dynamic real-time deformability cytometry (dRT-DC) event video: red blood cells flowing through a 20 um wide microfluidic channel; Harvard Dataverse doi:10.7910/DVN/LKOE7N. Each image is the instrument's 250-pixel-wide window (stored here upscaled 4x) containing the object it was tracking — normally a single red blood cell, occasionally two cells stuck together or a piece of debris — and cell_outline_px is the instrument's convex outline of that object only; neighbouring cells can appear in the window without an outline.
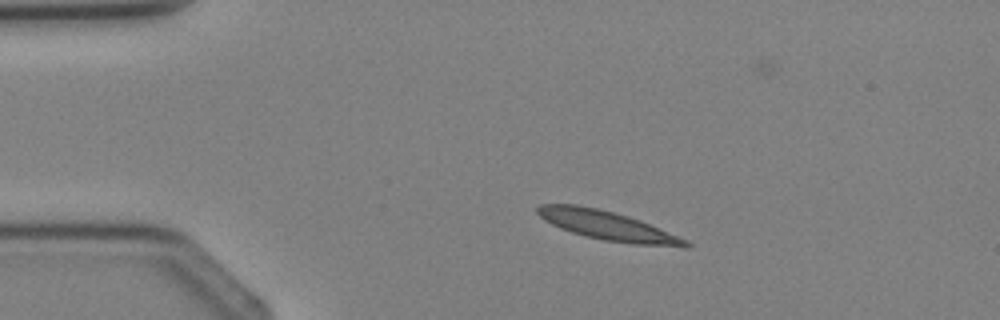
{"species": "Egyptian fruit bat (a non-hibernating species)", "species_latin": "Rousettus aegyptiacus", "temperature_condition": "cold", "stored_images_in_passage": 3, "camera_frame_rate_fps": 3000, "um_per_image_px": 0.085, "animal": {"sex": "female"}, "frame": {"image": 1, "passage_image": 1, "time_ms": 0.0, "image_size_px": [1000, 320], "cell_outline_px": [[692, 244], [688, 248], [684, 248], [636, 244], [604, 240], [584, 236], [560, 228], [544, 220], [536, 212], [536, 208], [540, 204], [576, 204], [596, 208], [628, 216], [640, 220], [688, 240]], "centroid_in_image_um": [51.67, 19.19], "position_along_channel_um": 33.3, "area_um2": 25.09}}
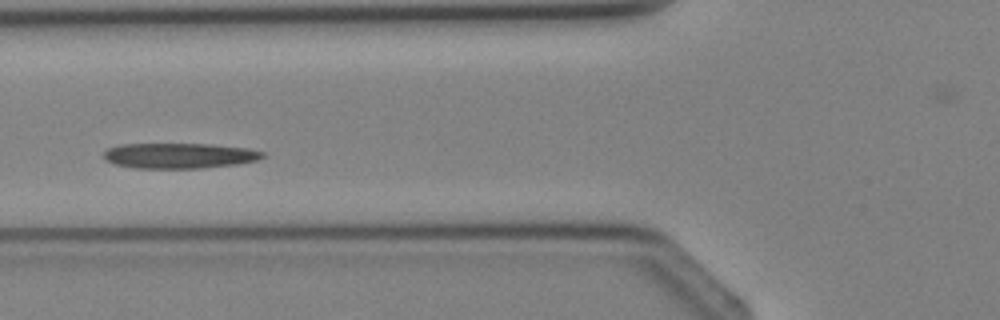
{"frame": {"image": 2, "passage_image": 3, "time_ms": 2.333, "image_size_px": [1000, 320], "cell_outline_px": [[264, 156], [256, 160], [236, 164], [200, 168], [136, 168], [116, 164], [104, 160], [104, 152], [108, 148], [120, 144], [208, 144], [248, 148], [264, 152]], "centroid_in_image_um": [15.21, 13.23], "position_along_channel_um": 110.6, "area_um2": 23.35}}